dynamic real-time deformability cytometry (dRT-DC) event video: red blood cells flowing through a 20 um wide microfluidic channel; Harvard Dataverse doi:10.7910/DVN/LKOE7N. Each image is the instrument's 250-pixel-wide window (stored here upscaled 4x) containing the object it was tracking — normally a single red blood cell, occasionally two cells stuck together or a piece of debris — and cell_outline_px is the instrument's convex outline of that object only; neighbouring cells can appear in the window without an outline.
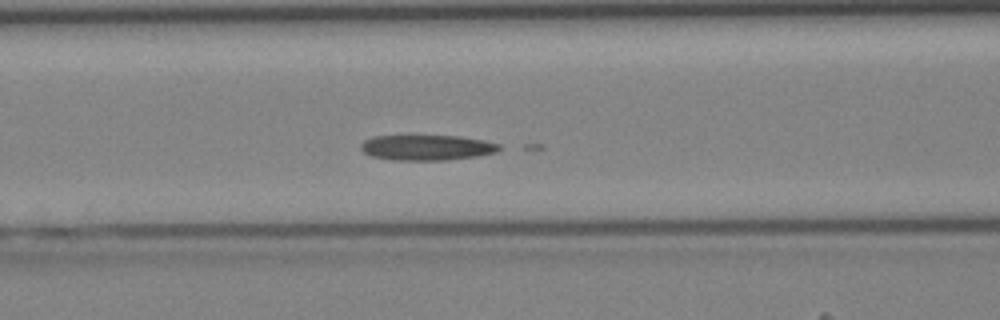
{"species": "Egyptian fruit bat (a non-hibernating species)", "species_latin": "Rousettus aegyptiacus", "temperature_condition": "cold", "stored_images_in_passage": 19, "camera_frame_rate_fps": 3000, "um_per_image_px": 0.085, "animal": {"sex": "female"}, "frame": {"image": 1, "passage_image": 18, "time_ms": 5.667, "image_size_px": [1000, 320], "cell_outline_px": [[500, 148], [496, 152], [476, 156], [448, 160], [392, 160], [372, 156], [364, 152], [360, 148], [360, 144], [364, 140], [372, 136], [460, 136], [484, 140], [500, 144]], "centroid_in_image_um": [36.27, 12.54], "position_along_channel_um": 130.3, "area_um2": 20.46}}